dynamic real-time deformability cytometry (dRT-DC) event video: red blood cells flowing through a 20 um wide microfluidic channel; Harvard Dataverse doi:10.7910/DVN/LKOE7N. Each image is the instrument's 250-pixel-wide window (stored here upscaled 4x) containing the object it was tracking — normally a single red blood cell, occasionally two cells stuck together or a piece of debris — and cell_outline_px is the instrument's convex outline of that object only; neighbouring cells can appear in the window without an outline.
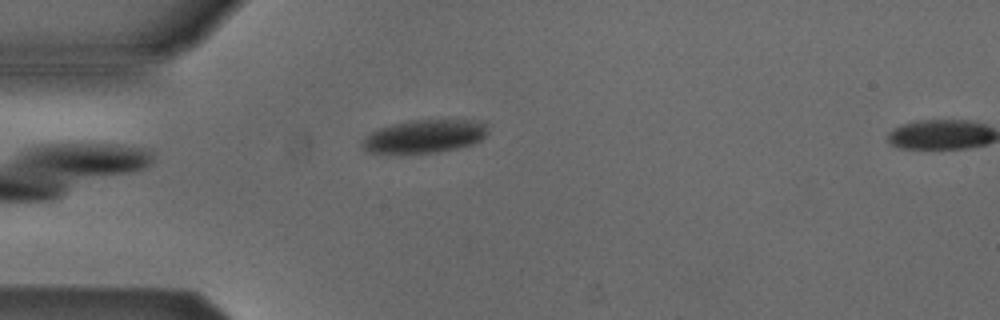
{"species": "Egyptian fruit bat (a non-hibernating species)", "species_latin": "Rousettus aegyptiacus", "temperature_condition": "cold", "stored_images_in_passage": 5, "camera_frame_rate_fps": 3000, "um_per_image_px": 0.085, "animal": {"sex": "male"}, "frame": {"image": 1, "passage_image": 5, "time_ms": 1.333, "image_size_px": [1000, 320], "cell_outline_px": [[488, 132], [480, 140], [472, 144], [456, 148], [436, 152], [400, 156], [368, 152], [360, 144], [364, 136], [376, 128], [408, 120], [484, 120], [488, 124]], "centroid_in_image_um": [36.02, 11.61], "position_along_channel_um": 49.0, "area_um2": 25.26}}